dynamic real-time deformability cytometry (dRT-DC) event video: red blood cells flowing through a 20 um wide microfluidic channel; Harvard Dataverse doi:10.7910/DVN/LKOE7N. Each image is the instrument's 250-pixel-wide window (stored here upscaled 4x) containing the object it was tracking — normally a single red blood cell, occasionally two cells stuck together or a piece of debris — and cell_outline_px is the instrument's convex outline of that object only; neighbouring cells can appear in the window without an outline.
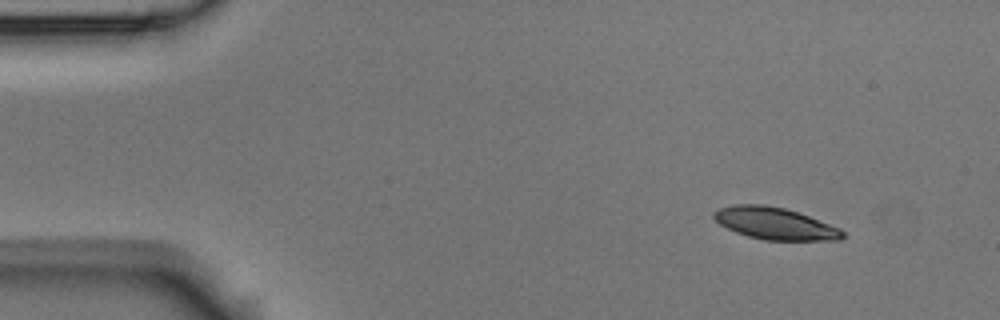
{"species": "Egyptian fruit bat (a non-hibernating species)", "species_latin": "Rousettus aegyptiacus", "temperature_condition": "room temperature", "stored_images_in_passage": 5, "camera_frame_rate_fps": 3000, "um_per_image_px": 0.085, "animal": {"sex": "male"}, "frame": {"image": 1, "passage_image": 1, "time_ms": 0.0, "image_size_px": [1000, 320], "cell_outline_px": [[844, 236], [840, 240], [764, 240], [748, 236], [736, 232], [720, 224], [712, 216], [712, 212], [716, 208], [736, 204], [764, 204], [784, 208], [808, 216], [840, 228], [844, 232]], "centroid_in_image_um": [65.83, 18.99], "position_along_channel_um": 19.2, "area_um2": 23.93}}
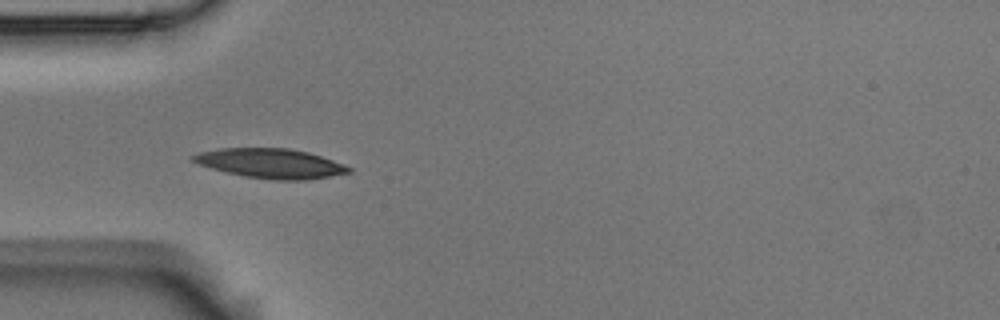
{"frame": {"image": 2, "passage_image": 4, "time_ms": 1.0, "image_size_px": [1000, 320], "cell_outline_px": [[352, 172], [304, 180], [276, 180], [244, 176], [212, 168], [200, 164], [192, 160], [192, 156], [200, 152], [220, 148], [288, 148], [308, 152], [344, 164], [352, 168]], "centroid_in_image_um": [23.03, 13.88], "position_along_channel_um": 62.0, "area_um2": 26.47}}
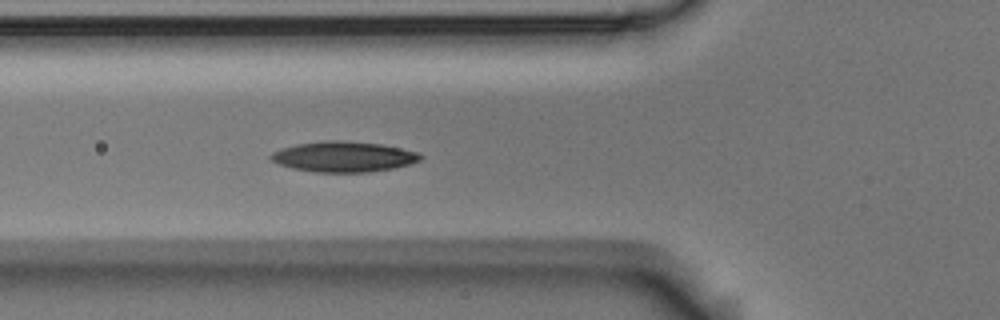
{"frame": {"image": 3, "passage_image": 5, "time_ms": 1.333, "image_size_px": [1000, 320], "cell_outline_px": [[424, 156], [420, 160], [408, 164], [392, 168], [368, 172], [316, 172], [292, 168], [280, 164], [272, 160], [268, 156], [272, 152], [296, 144], [324, 140], [344, 140], [380, 144], [420, 152]], "centroid_in_image_um": [29.21, 13.31], "position_along_channel_um": 96.6, "area_um2": 26.47}}